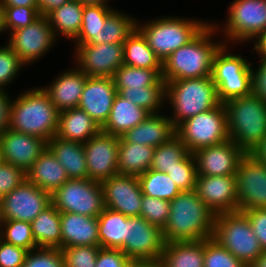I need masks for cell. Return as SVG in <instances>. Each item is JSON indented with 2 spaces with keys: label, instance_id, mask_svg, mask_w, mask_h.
I'll list each match as a JSON object with an SVG mask.
<instances>
[{
  "label": "cell",
  "instance_id": "cell-1",
  "mask_svg": "<svg viewBox=\"0 0 266 267\" xmlns=\"http://www.w3.org/2000/svg\"><path fill=\"white\" fill-rule=\"evenodd\" d=\"M215 214L197 192L182 191L170 201L168 221L162 229L165 243L212 238Z\"/></svg>",
  "mask_w": 266,
  "mask_h": 267
},
{
  "label": "cell",
  "instance_id": "cell-2",
  "mask_svg": "<svg viewBox=\"0 0 266 267\" xmlns=\"http://www.w3.org/2000/svg\"><path fill=\"white\" fill-rule=\"evenodd\" d=\"M211 23L162 63V78L165 82L212 75L215 54L224 42L223 39L220 42L212 39V36H216V33L218 35L219 31Z\"/></svg>",
  "mask_w": 266,
  "mask_h": 267
},
{
  "label": "cell",
  "instance_id": "cell-3",
  "mask_svg": "<svg viewBox=\"0 0 266 267\" xmlns=\"http://www.w3.org/2000/svg\"><path fill=\"white\" fill-rule=\"evenodd\" d=\"M59 112L42 87L28 89L11 101L9 128L46 142L57 133Z\"/></svg>",
  "mask_w": 266,
  "mask_h": 267
},
{
  "label": "cell",
  "instance_id": "cell-4",
  "mask_svg": "<svg viewBox=\"0 0 266 267\" xmlns=\"http://www.w3.org/2000/svg\"><path fill=\"white\" fill-rule=\"evenodd\" d=\"M228 132L234 144L252 153L266 136V103L251 94L224 103Z\"/></svg>",
  "mask_w": 266,
  "mask_h": 267
},
{
  "label": "cell",
  "instance_id": "cell-5",
  "mask_svg": "<svg viewBox=\"0 0 266 267\" xmlns=\"http://www.w3.org/2000/svg\"><path fill=\"white\" fill-rule=\"evenodd\" d=\"M165 100L172 106V116L169 117L175 128L220 104L212 76L167 81Z\"/></svg>",
  "mask_w": 266,
  "mask_h": 267
},
{
  "label": "cell",
  "instance_id": "cell-6",
  "mask_svg": "<svg viewBox=\"0 0 266 267\" xmlns=\"http://www.w3.org/2000/svg\"><path fill=\"white\" fill-rule=\"evenodd\" d=\"M136 28L146 38L149 47L163 63L174 51L193 40L208 24L207 21L183 17L155 18Z\"/></svg>",
  "mask_w": 266,
  "mask_h": 267
},
{
  "label": "cell",
  "instance_id": "cell-7",
  "mask_svg": "<svg viewBox=\"0 0 266 267\" xmlns=\"http://www.w3.org/2000/svg\"><path fill=\"white\" fill-rule=\"evenodd\" d=\"M212 238L247 267L263 253L251 223L243 212L216 215Z\"/></svg>",
  "mask_w": 266,
  "mask_h": 267
},
{
  "label": "cell",
  "instance_id": "cell-8",
  "mask_svg": "<svg viewBox=\"0 0 266 267\" xmlns=\"http://www.w3.org/2000/svg\"><path fill=\"white\" fill-rule=\"evenodd\" d=\"M223 44L215 54L212 79L217 88L220 103L252 94V65L241 54L228 51Z\"/></svg>",
  "mask_w": 266,
  "mask_h": 267
},
{
  "label": "cell",
  "instance_id": "cell-9",
  "mask_svg": "<svg viewBox=\"0 0 266 267\" xmlns=\"http://www.w3.org/2000/svg\"><path fill=\"white\" fill-rule=\"evenodd\" d=\"M226 23H213L222 30L224 43H246L257 40L266 31V0H234L228 7ZM220 25V26H219Z\"/></svg>",
  "mask_w": 266,
  "mask_h": 267
},
{
  "label": "cell",
  "instance_id": "cell-10",
  "mask_svg": "<svg viewBox=\"0 0 266 267\" xmlns=\"http://www.w3.org/2000/svg\"><path fill=\"white\" fill-rule=\"evenodd\" d=\"M176 136L185 144L190 153L229 140L224 104L220 103L217 107L182 122L176 128Z\"/></svg>",
  "mask_w": 266,
  "mask_h": 267
},
{
  "label": "cell",
  "instance_id": "cell-11",
  "mask_svg": "<svg viewBox=\"0 0 266 267\" xmlns=\"http://www.w3.org/2000/svg\"><path fill=\"white\" fill-rule=\"evenodd\" d=\"M51 204L60 213L98 217L106 208L101 184L89 179H69L51 194Z\"/></svg>",
  "mask_w": 266,
  "mask_h": 267
},
{
  "label": "cell",
  "instance_id": "cell-12",
  "mask_svg": "<svg viewBox=\"0 0 266 267\" xmlns=\"http://www.w3.org/2000/svg\"><path fill=\"white\" fill-rule=\"evenodd\" d=\"M164 246L161 228L140 216L126 218V237L121 250L131 261L159 260Z\"/></svg>",
  "mask_w": 266,
  "mask_h": 267
},
{
  "label": "cell",
  "instance_id": "cell-13",
  "mask_svg": "<svg viewBox=\"0 0 266 267\" xmlns=\"http://www.w3.org/2000/svg\"><path fill=\"white\" fill-rule=\"evenodd\" d=\"M8 45L26 65L33 64L52 49L56 40L47 16H39L30 25L10 32Z\"/></svg>",
  "mask_w": 266,
  "mask_h": 267
},
{
  "label": "cell",
  "instance_id": "cell-14",
  "mask_svg": "<svg viewBox=\"0 0 266 267\" xmlns=\"http://www.w3.org/2000/svg\"><path fill=\"white\" fill-rule=\"evenodd\" d=\"M238 211L266 208V165L246 153L235 174Z\"/></svg>",
  "mask_w": 266,
  "mask_h": 267
},
{
  "label": "cell",
  "instance_id": "cell-15",
  "mask_svg": "<svg viewBox=\"0 0 266 267\" xmlns=\"http://www.w3.org/2000/svg\"><path fill=\"white\" fill-rule=\"evenodd\" d=\"M51 204V194L25 179L0 199L1 221L32 222Z\"/></svg>",
  "mask_w": 266,
  "mask_h": 267
},
{
  "label": "cell",
  "instance_id": "cell-16",
  "mask_svg": "<svg viewBox=\"0 0 266 267\" xmlns=\"http://www.w3.org/2000/svg\"><path fill=\"white\" fill-rule=\"evenodd\" d=\"M76 66L88 77H110L123 65V43L75 45Z\"/></svg>",
  "mask_w": 266,
  "mask_h": 267
},
{
  "label": "cell",
  "instance_id": "cell-17",
  "mask_svg": "<svg viewBox=\"0 0 266 267\" xmlns=\"http://www.w3.org/2000/svg\"><path fill=\"white\" fill-rule=\"evenodd\" d=\"M88 179L101 183L118 172L119 137L100 130L83 143Z\"/></svg>",
  "mask_w": 266,
  "mask_h": 267
},
{
  "label": "cell",
  "instance_id": "cell-18",
  "mask_svg": "<svg viewBox=\"0 0 266 267\" xmlns=\"http://www.w3.org/2000/svg\"><path fill=\"white\" fill-rule=\"evenodd\" d=\"M100 184L107 209L128 217L140 215L143 193L138 176L116 174Z\"/></svg>",
  "mask_w": 266,
  "mask_h": 267
},
{
  "label": "cell",
  "instance_id": "cell-19",
  "mask_svg": "<svg viewBox=\"0 0 266 267\" xmlns=\"http://www.w3.org/2000/svg\"><path fill=\"white\" fill-rule=\"evenodd\" d=\"M198 176L235 175L242 157L246 154L231 139L203 147L192 152Z\"/></svg>",
  "mask_w": 266,
  "mask_h": 267
},
{
  "label": "cell",
  "instance_id": "cell-20",
  "mask_svg": "<svg viewBox=\"0 0 266 267\" xmlns=\"http://www.w3.org/2000/svg\"><path fill=\"white\" fill-rule=\"evenodd\" d=\"M195 191L215 216L238 211L235 175L197 176Z\"/></svg>",
  "mask_w": 266,
  "mask_h": 267
},
{
  "label": "cell",
  "instance_id": "cell-21",
  "mask_svg": "<svg viewBox=\"0 0 266 267\" xmlns=\"http://www.w3.org/2000/svg\"><path fill=\"white\" fill-rule=\"evenodd\" d=\"M0 146L4 162L26 173L46 149L47 142L40 137L15 132L8 128L0 135Z\"/></svg>",
  "mask_w": 266,
  "mask_h": 267
},
{
  "label": "cell",
  "instance_id": "cell-22",
  "mask_svg": "<svg viewBox=\"0 0 266 267\" xmlns=\"http://www.w3.org/2000/svg\"><path fill=\"white\" fill-rule=\"evenodd\" d=\"M117 94L110 77H87L78 108L85 111L102 128L109 118Z\"/></svg>",
  "mask_w": 266,
  "mask_h": 267
},
{
  "label": "cell",
  "instance_id": "cell-23",
  "mask_svg": "<svg viewBox=\"0 0 266 267\" xmlns=\"http://www.w3.org/2000/svg\"><path fill=\"white\" fill-rule=\"evenodd\" d=\"M58 76L49 85L42 86L43 90L59 113L77 108L88 76L77 67Z\"/></svg>",
  "mask_w": 266,
  "mask_h": 267
},
{
  "label": "cell",
  "instance_id": "cell-24",
  "mask_svg": "<svg viewBox=\"0 0 266 267\" xmlns=\"http://www.w3.org/2000/svg\"><path fill=\"white\" fill-rule=\"evenodd\" d=\"M175 136L176 128L170 117L157 113L150 114L137 126L126 131L119 137V142H132L156 148L161 144L168 143Z\"/></svg>",
  "mask_w": 266,
  "mask_h": 267
},
{
  "label": "cell",
  "instance_id": "cell-25",
  "mask_svg": "<svg viewBox=\"0 0 266 267\" xmlns=\"http://www.w3.org/2000/svg\"><path fill=\"white\" fill-rule=\"evenodd\" d=\"M61 248L100 246L97 217L60 213Z\"/></svg>",
  "mask_w": 266,
  "mask_h": 267
},
{
  "label": "cell",
  "instance_id": "cell-26",
  "mask_svg": "<svg viewBox=\"0 0 266 267\" xmlns=\"http://www.w3.org/2000/svg\"><path fill=\"white\" fill-rule=\"evenodd\" d=\"M26 179L50 194L69 180L66 170L48 147L26 172Z\"/></svg>",
  "mask_w": 266,
  "mask_h": 267
},
{
  "label": "cell",
  "instance_id": "cell-27",
  "mask_svg": "<svg viewBox=\"0 0 266 267\" xmlns=\"http://www.w3.org/2000/svg\"><path fill=\"white\" fill-rule=\"evenodd\" d=\"M100 130L101 128L96 122L85 111L77 107L59 113L55 136L83 144Z\"/></svg>",
  "mask_w": 266,
  "mask_h": 267
},
{
  "label": "cell",
  "instance_id": "cell-28",
  "mask_svg": "<svg viewBox=\"0 0 266 267\" xmlns=\"http://www.w3.org/2000/svg\"><path fill=\"white\" fill-rule=\"evenodd\" d=\"M47 147L64 167L69 179H88L87 163L82 143L54 136L47 142Z\"/></svg>",
  "mask_w": 266,
  "mask_h": 267
},
{
  "label": "cell",
  "instance_id": "cell-29",
  "mask_svg": "<svg viewBox=\"0 0 266 267\" xmlns=\"http://www.w3.org/2000/svg\"><path fill=\"white\" fill-rule=\"evenodd\" d=\"M150 114L143 108L130 103L127 99L116 94L108 120L101 128L113 136L121 137L126 131L137 126Z\"/></svg>",
  "mask_w": 266,
  "mask_h": 267
},
{
  "label": "cell",
  "instance_id": "cell-30",
  "mask_svg": "<svg viewBox=\"0 0 266 267\" xmlns=\"http://www.w3.org/2000/svg\"><path fill=\"white\" fill-rule=\"evenodd\" d=\"M159 262L162 267H204V240L165 243Z\"/></svg>",
  "mask_w": 266,
  "mask_h": 267
},
{
  "label": "cell",
  "instance_id": "cell-31",
  "mask_svg": "<svg viewBox=\"0 0 266 267\" xmlns=\"http://www.w3.org/2000/svg\"><path fill=\"white\" fill-rule=\"evenodd\" d=\"M155 148L132 142H119L118 172L139 176L150 169Z\"/></svg>",
  "mask_w": 266,
  "mask_h": 267
},
{
  "label": "cell",
  "instance_id": "cell-32",
  "mask_svg": "<svg viewBox=\"0 0 266 267\" xmlns=\"http://www.w3.org/2000/svg\"><path fill=\"white\" fill-rule=\"evenodd\" d=\"M38 248L61 249L60 212L50 204L31 222Z\"/></svg>",
  "mask_w": 266,
  "mask_h": 267
},
{
  "label": "cell",
  "instance_id": "cell-33",
  "mask_svg": "<svg viewBox=\"0 0 266 267\" xmlns=\"http://www.w3.org/2000/svg\"><path fill=\"white\" fill-rule=\"evenodd\" d=\"M83 8L79 1L70 0L47 15L55 37L61 36L75 40L82 25Z\"/></svg>",
  "mask_w": 266,
  "mask_h": 267
},
{
  "label": "cell",
  "instance_id": "cell-34",
  "mask_svg": "<svg viewBox=\"0 0 266 267\" xmlns=\"http://www.w3.org/2000/svg\"><path fill=\"white\" fill-rule=\"evenodd\" d=\"M123 49L124 65L143 69H162V62L137 28L127 37Z\"/></svg>",
  "mask_w": 266,
  "mask_h": 267
},
{
  "label": "cell",
  "instance_id": "cell-35",
  "mask_svg": "<svg viewBox=\"0 0 266 267\" xmlns=\"http://www.w3.org/2000/svg\"><path fill=\"white\" fill-rule=\"evenodd\" d=\"M127 217L107 208L99 214L97 220L100 247L121 249L124 246Z\"/></svg>",
  "mask_w": 266,
  "mask_h": 267
},
{
  "label": "cell",
  "instance_id": "cell-36",
  "mask_svg": "<svg viewBox=\"0 0 266 267\" xmlns=\"http://www.w3.org/2000/svg\"><path fill=\"white\" fill-rule=\"evenodd\" d=\"M115 10L109 5L84 6L82 25L74 40L75 45L99 44V32L104 27L106 18Z\"/></svg>",
  "mask_w": 266,
  "mask_h": 267
},
{
  "label": "cell",
  "instance_id": "cell-37",
  "mask_svg": "<svg viewBox=\"0 0 266 267\" xmlns=\"http://www.w3.org/2000/svg\"><path fill=\"white\" fill-rule=\"evenodd\" d=\"M116 88H144L153 85H166L162 69H143L122 65L112 76Z\"/></svg>",
  "mask_w": 266,
  "mask_h": 267
},
{
  "label": "cell",
  "instance_id": "cell-38",
  "mask_svg": "<svg viewBox=\"0 0 266 267\" xmlns=\"http://www.w3.org/2000/svg\"><path fill=\"white\" fill-rule=\"evenodd\" d=\"M117 93L130 103L143 108L149 114L161 113L166 97V85H153L144 88H116Z\"/></svg>",
  "mask_w": 266,
  "mask_h": 267
},
{
  "label": "cell",
  "instance_id": "cell-39",
  "mask_svg": "<svg viewBox=\"0 0 266 267\" xmlns=\"http://www.w3.org/2000/svg\"><path fill=\"white\" fill-rule=\"evenodd\" d=\"M138 178L143 195L172 201L181 192L165 172L148 169Z\"/></svg>",
  "mask_w": 266,
  "mask_h": 267
},
{
  "label": "cell",
  "instance_id": "cell-40",
  "mask_svg": "<svg viewBox=\"0 0 266 267\" xmlns=\"http://www.w3.org/2000/svg\"><path fill=\"white\" fill-rule=\"evenodd\" d=\"M114 10L105 20L99 32V44L124 43L136 28V18Z\"/></svg>",
  "mask_w": 266,
  "mask_h": 267
},
{
  "label": "cell",
  "instance_id": "cell-41",
  "mask_svg": "<svg viewBox=\"0 0 266 267\" xmlns=\"http://www.w3.org/2000/svg\"><path fill=\"white\" fill-rule=\"evenodd\" d=\"M189 153L185 144L175 136L168 143L155 148L150 169L167 173L177 166V161H181Z\"/></svg>",
  "mask_w": 266,
  "mask_h": 267
},
{
  "label": "cell",
  "instance_id": "cell-42",
  "mask_svg": "<svg viewBox=\"0 0 266 267\" xmlns=\"http://www.w3.org/2000/svg\"><path fill=\"white\" fill-rule=\"evenodd\" d=\"M0 239L28 251L38 248L30 222L11 220L0 222Z\"/></svg>",
  "mask_w": 266,
  "mask_h": 267
},
{
  "label": "cell",
  "instance_id": "cell-43",
  "mask_svg": "<svg viewBox=\"0 0 266 267\" xmlns=\"http://www.w3.org/2000/svg\"><path fill=\"white\" fill-rule=\"evenodd\" d=\"M204 267H247L215 239L204 240Z\"/></svg>",
  "mask_w": 266,
  "mask_h": 267
},
{
  "label": "cell",
  "instance_id": "cell-44",
  "mask_svg": "<svg viewBox=\"0 0 266 267\" xmlns=\"http://www.w3.org/2000/svg\"><path fill=\"white\" fill-rule=\"evenodd\" d=\"M179 190L193 191L196 186L197 167L192 153H189L177 166L167 172Z\"/></svg>",
  "mask_w": 266,
  "mask_h": 267
},
{
  "label": "cell",
  "instance_id": "cell-45",
  "mask_svg": "<svg viewBox=\"0 0 266 267\" xmlns=\"http://www.w3.org/2000/svg\"><path fill=\"white\" fill-rule=\"evenodd\" d=\"M170 214V201L143 195L140 217L163 229Z\"/></svg>",
  "mask_w": 266,
  "mask_h": 267
},
{
  "label": "cell",
  "instance_id": "cell-46",
  "mask_svg": "<svg viewBox=\"0 0 266 267\" xmlns=\"http://www.w3.org/2000/svg\"><path fill=\"white\" fill-rule=\"evenodd\" d=\"M100 246H74L61 248L64 267H96Z\"/></svg>",
  "mask_w": 266,
  "mask_h": 267
},
{
  "label": "cell",
  "instance_id": "cell-47",
  "mask_svg": "<svg viewBox=\"0 0 266 267\" xmlns=\"http://www.w3.org/2000/svg\"><path fill=\"white\" fill-rule=\"evenodd\" d=\"M25 65L6 44L0 47V90H5L9 83L15 80L21 68Z\"/></svg>",
  "mask_w": 266,
  "mask_h": 267
},
{
  "label": "cell",
  "instance_id": "cell-48",
  "mask_svg": "<svg viewBox=\"0 0 266 267\" xmlns=\"http://www.w3.org/2000/svg\"><path fill=\"white\" fill-rule=\"evenodd\" d=\"M22 267H64L61 249L36 248L30 250Z\"/></svg>",
  "mask_w": 266,
  "mask_h": 267
},
{
  "label": "cell",
  "instance_id": "cell-49",
  "mask_svg": "<svg viewBox=\"0 0 266 267\" xmlns=\"http://www.w3.org/2000/svg\"><path fill=\"white\" fill-rule=\"evenodd\" d=\"M5 28L10 32L30 25L40 15L38 7L4 6Z\"/></svg>",
  "mask_w": 266,
  "mask_h": 267
},
{
  "label": "cell",
  "instance_id": "cell-50",
  "mask_svg": "<svg viewBox=\"0 0 266 267\" xmlns=\"http://www.w3.org/2000/svg\"><path fill=\"white\" fill-rule=\"evenodd\" d=\"M26 179V173L11 164H0V199L18 187Z\"/></svg>",
  "mask_w": 266,
  "mask_h": 267
},
{
  "label": "cell",
  "instance_id": "cell-51",
  "mask_svg": "<svg viewBox=\"0 0 266 267\" xmlns=\"http://www.w3.org/2000/svg\"><path fill=\"white\" fill-rule=\"evenodd\" d=\"M28 250L0 239V267H22Z\"/></svg>",
  "mask_w": 266,
  "mask_h": 267
},
{
  "label": "cell",
  "instance_id": "cell-52",
  "mask_svg": "<svg viewBox=\"0 0 266 267\" xmlns=\"http://www.w3.org/2000/svg\"><path fill=\"white\" fill-rule=\"evenodd\" d=\"M131 262L121 249L100 247L96 267H129Z\"/></svg>",
  "mask_w": 266,
  "mask_h": 267
},
{
  "label": "cell",
  "instance_id": "cell-53",
  "mask_svg": "<svg viewBox=\"0 0 266 267\" xmlns=\"http://www.w3.org/2000/svg\"><path fill=\"white\" fill-rule=\"evenodd\" d=\"M248 217L261 248L266 251V208L243 211Z\"/></svg>",
  "mask_w": 266,
  "mask_h": 267
},
{
  "label": "cell",
  "instance_id": "cell-54",
  "mask_svg": "<svg viewBox=\"0 0 266 267\" xmlns=\"http://www.w3.org/2000/svg\"><path fill=\"white\" fill-rule=\"evenodd\" d=\"M260 64L255 70L252 67V94L266 103V58H259Z\"/></svg>",
  "mask_w": 266,
  "mask_h": 267
},
{
  "label": "cell",
  "instance_id": "cell-55",
  "mask_svg": "<svg viewBox=\"0 0 266 267\" xmlns=\"http://www.w3.org/2000/svg\"><path fill=\"white\" fill-rule=\"evenodd\" d=\"M11 96L6 90H0V135L9 128Z\"/></svg>",
  "mask_w": 266,
  "mask_h": 267
},
{
  "label": "cell",
  "instance_id": "cell-56",
  "mask_svg": "<svg viewBox=\"0 0 266 267\" xmlns=\"http://www.w3.org/2000/svg\"><path fill=\"white\" fill-rule=\"evenodd\" d=\"M70 0H38V13L41 16H47L53 10L59 8Z\"/></svg>",
  "mask_w": 266,
  "mask_h": 267
},
{
  "label": "cell",
  "instance_id": "cell-57",
  "mask_svg": "<svg viewBox=\"0 0 266 267\" xmlns=\"http://www.w3.org/2000/svg\"><path fill=\"white\" fill-rule=\"evenodd\" d=\"M3 6L37 7L38 0H0Z\"/></svg>",
  "mask_w": 266,
  "mask_h": 267
},
{
  "label": "cell",
  "instance_id": "cell-58",
  "mask_svg": "<svg viewBox=\"0 0 266 267\" xmlns=\"http://www.w3.org/2000/svg\"><path fill=\"white\" fill-rule=\"evenodd\" d=\"M253 48L258 56L266 58V31L254 42Z\"/></svg>",
  "mask_w": 266,
  "mask_h": 267
},
{
  "label": "cell",
  "instance_id": "cell-59",
  "mask_svg": "<svg viewBox=\"0 0 266 267\" xmlns=\"http://www.w3.org/2000/svg\"><path fill=\"white\" fill-rule=\"evenodd\" d=\"M251 154L266 165V136Z\"/></svg>",
  "mask_w": 266,
  "mask_h": 267
},
{
  "label": "cell",
  "instance_id": "cell-60",
  "mask_svg": "<svg viewBox=\"0 0 266 267\" xmlns=\"http://www.w3.org/2000/svg\"><path fill=\"white\" fill-rule=\"evenodd\" d=\"M129 267H162L159 260L155 261H132Z\"/></svg>",
  "mask_w": 266,
  "mask_h": 267
},
{
  "label": "cell",
  "instance_id": "cell-61",
  "mask_svg": "<svg viewBox=\"0 0 266 267\" xmlns=\"http://www.w3.org/2000/svg\"><path fill=\"white\" fill-rule=\"evenodd\" d=\"M249 267H266V251H263Z\"/></svg>",
  "mask_w": 266,
  "mask_h": 267
},
{
  "label": "cell",
  "instance_id": "cell-62",
  "mask_svg": "<svg viewBox=\"0 0 266 267\" xmlns=\"http://www.w3.org/2000/svg\"><path fill=\"white\" fill-rule=\"evenodd\" d=\"M79 1L84 6L89 5H110L107 0H76Z\"/></svg>",
  "mask_w": 266,
  "mask_h": 267
},
{
  "label": "cell",
  "instance_id": "cell-63",
  "mask_svg": "<svg viewBox=\"0 0 266 267\" xmlns=\"http://www.w3.org/2000/svg\"><path fill=\"white\" fill-rule=\"evenodd\" d=\"M6 32L5 28V11L4 6L2 5L0 1V33Z\"/></svg>",
  "mask_w": 266,
  "mask_h": 267
},
{
  "label": "cell",
  "instance_id": "cell-64",
  "mask_svg": "<svg viewBox=\"0 0 266 267\" xmlns=\"http://www.w3.org/2000/svg\"><path fill=\"white\" fill-rule=\"evenodd\" d=\"M3 162L4 160H3V155H2L1 146H0V164H2Z\"/></svg>",
  "mask_w": 266,
  "mask_h": 267
},
{
  "label": "cell",
  "instance_id": "cell-65",
  "mask_svg": "<svg viewBox=\"0 0 266 267\" xmlns=\"http://www.w3.org/2000/svg\"><path fill=\"white\" fill-rule=\"evenodd\" d=\"M0 222H1V206H0Z\"/></svg>",
  "mask_w": 266,
  "mask_h": 267
}]
</instances>
